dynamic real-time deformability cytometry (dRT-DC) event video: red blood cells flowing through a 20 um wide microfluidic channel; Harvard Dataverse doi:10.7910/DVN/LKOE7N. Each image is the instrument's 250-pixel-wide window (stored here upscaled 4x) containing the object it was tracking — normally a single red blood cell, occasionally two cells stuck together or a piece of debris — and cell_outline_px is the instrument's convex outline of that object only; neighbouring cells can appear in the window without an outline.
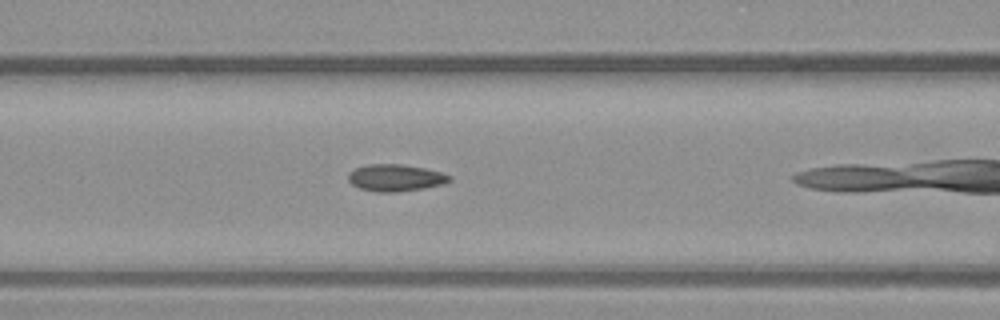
{"species": "common noctule bat (a hibernating species)", "species_latin": "Nyctalus noctula", "temperature_condition": "warm", "stored_images_in_passage": 25, "camera_frame_rate_fps": 3000, "um_per_image_px": 0.085, "animal": {"sex": "male", "body_mass_g": 23.1, "forearm_length_mm": 52.7}, "frame": {"image": 1, "passage_image": 5, "time_ms": 1.333, "image_size_px": [1000, 320], "cell_outline_px": [[452, 180], [444, 184], [424, 188], [396, 192], [376, 192], [360, 188], [352, 184], [348, 180], [348, 172], [356, 168], [368, 164], [400, 164], [424, 168], [444, 172], [452, 176]], "centroid_in_image_um": [33.65, 15.11], "position_along_channel_um": 133.0, "area_um2": 16.01}}
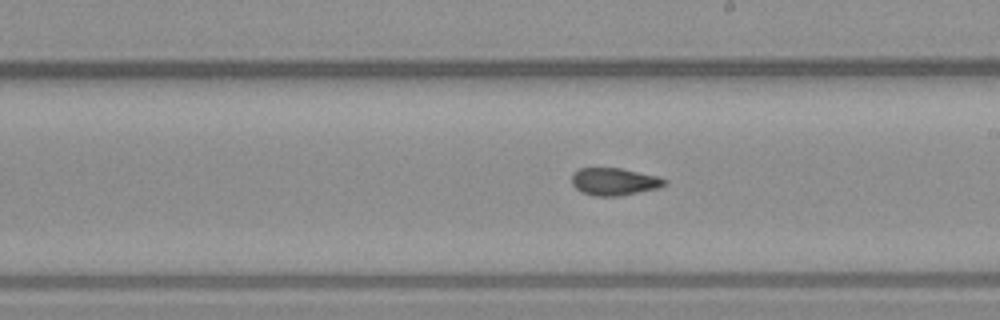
{"frame": {"image": 2, "passage_image": 13, "time_ms": 4.0, "image_size_px": [1000, 320], "cell_outline_px": [[668, 184], [660, 188], [620, 196], [592, 196], [580, 192], [572, 184], [572, 172], [580, 168], [620, 168], [660, 176], [668, 180]], "centroid_in_image_um": [52.25, 15.44], "position_along_channel_um": 236.8, "area_um2": 15.2}}
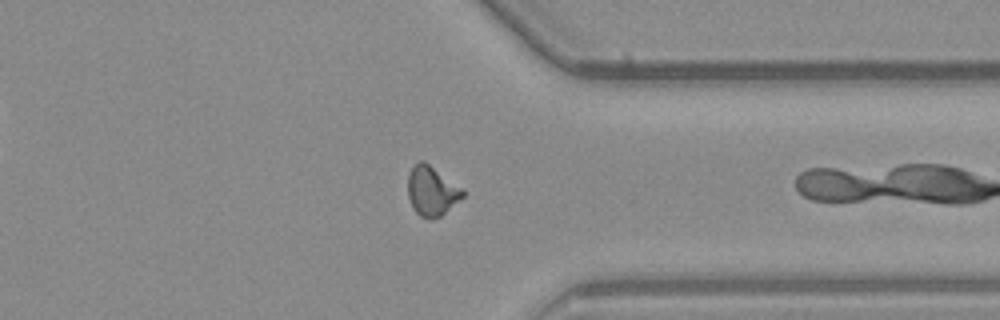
{"frame": {"image": 3, "passage_image": 24, "time_ms": 7.667, "image_size_px": [1000, 320], "cell_outline_px": [[464, 196], [440, 216], [432, 220], [420, 216], [416, 212], [408, 196], [408, 176], [412, 168], [420, 160], [424, 160], [464, 188]], "centroid_in_image_um": [36.72, 16.22], "position_along_channel_um": 374.7, "area_um2": 15.84}}